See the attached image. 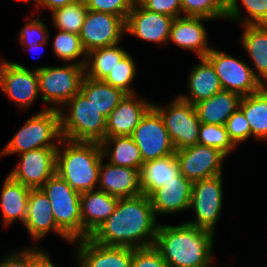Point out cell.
Listing matches in <instances>:
<instances>
[{
  "label": "cell",
  "mask_w": 267,
  "mask_h": 267,
  "mask_svg": "<svg viewBox=\"0 0 267 267\" xmlns=\"http://www.w3.org/2000/svg\"><path fill=\"white\" fill-rule=\"evenodd\" d=\"M149 196L119 198L114 212L89 236L100 245L143 248L154 245L157 223Z\"/></svg>",
  "instance_id": "obj_1"
},
{
  "label": "cell",
  "mask_w": 267,
  "mask_h": 267,
  "mask_svg": "<svg viewBox=\"0 0 267 267\" xmlns=\"http://www.w3.org/2000/svg\"><path fill=\"white\" fill-rule=\"evenodd\" d=\"M216 234L183 222L159 224L154 247L168 267H210Z\"/></svg>",
  "instance_id": "obj_2"
},
{
  "label": "cell",
  "mask_w": 267,
  "mask_h": 267,
  "mask_svg": "<svg viewBox=\"0 0 267 267\" xmlns=\"http://www.w3.org/2000/svg\"><path fill=\"white\" fill-rule=\"evenodd\" d=\"M56 152V173L76 192L97 189L99 168L104 159L102 147L96 142L61 140Z\"/></svg>",
  "instance_id": "obj_3"
},
{
  "label": "cell",
  "mask_w": 267,
  "mask_h": 267,
  "mask_svg": "<svg viewBox=\"0 0 267 267\" xmlns=\"http://www.w3.org/2000/svg\"><path fill=\"white\" fill-rule=\"evenodd\" d=\"M62 139L59 110L46 107L26 120L5 144L0 157L38 148H57Z\"/></svg>",
  "instance_id": "obj_4"
},
{
  "label": "cell",
  "mask_w": 267,
  "mask_h": 267,
  "mask_svg": "<svg viewBox=\"0 0 267 267\" xmlns=\"http://www.w3.org/2000/svg\"><path fill=\"white\" fill-rule=\"evenodd\" d=\"M60 109L61 135L76 142L101 143L105 138L106 118L81 93H77Z\"/></svg>",
  "instance_id": "obj_5"
},
{
  "label": "cell",
  "mask_w": 267,
  "mask_h": 267,
  "mask_svg": "<svg viewBox=\"0 0 267 267\" xmlns=\"http://www.w3.org/2000/svg\"><path fill=\"white\" fill-rule=\"evenodd\" d=\"M85 65L82 59L65 66H47L35 68L38 74V85L41 99L51 103L48 109L60 110L81 90L85 77Z\"/></svg>",
  "instance_id": "obj_6"
},
{
  "label": "cell",
  "mask_w": 267,
  "mask_h": 267,
  "mask_svg": "<svg viewBox=\"0 0 267 267\" xmlns=\"http://www.w3.org/2000/svg\"><path fill=\"white\" fill-rule=\"evenodd\" d=\"M49 198L58 228L72 241L82 239L80 193L57 173L40 188Z\"/></svg>",
  "instance_id": "obj_7"
},
{
  "label": "cell",
  "mask_w": 267,
  "mask_h": 267,
  "mask_svg": "<svg viewBox=\"0 0 267 267\" xmlns=\"http://www.w3.org/2000/svg\"><path fill=\"white\" fill-rule=\"evenodd\" d=\"M166 106L153 103V108L163 119L175 151L197 144L201 122L194 105L177 96Z\"/></svg>",
  "instance_id": "obj_8"
},
{
  "label": "cell",
  "mask_w": 267,
  "mask_h": 267,
  "mask_svg": "<svg viewBox=\"0 0 267 267\" xmlns=\"http://www.w3.org/2000/svg\"><path fill=\"white\" fill-rule=\"evenodd\" d=\"M222 183V174L193 182L189 210H194L195 219L187 224L215 234L223 207Z\"/></svg>",
  "instance_id": "obj_9"
},
{
  "label": "cell",
  "mask_w": 267,
  "mask_h": 267,
  "mask_svg": "<svg viewBox=\"0 0 267 267\" xmlns=\"http://www.w3.org/2000/svg\"><path fill=\"white\" fill-rule=\"evenodd\" d=\"M205 58L212 64L223 90L238 93L243 97L255 93L263 87L255 77L253 68L245 61L214 47Z\"/></svg>",
  "instance_id": "obj_10"
},
{
  "label": "cell",
  "mask_w": 267,
  "mask_h": 267,
  "mask_svg": "<svg viewBox=\"0 0 267 267\" xmlns=\"http://www.w3.org/2000/svg\"><path fill=\"white\" fill-rule=\"evenodd\" d=\"M23 64L0 60V90L17 107L26 110L36 102L40 93L37 69H28Z\"/></svg>",
  "instance_id": "obj_11"
},
{
  "label": "cell",
  "mask_w": 267,
  "mask_h": 267,
  "mask_svg": "<svg viewBox=\"0 0 267 267\" xmlns=\"http://www.w3.org/2000/svg\"><path fill=\"white\" fill-rule=\"evenodd\" d=\"M131 137L140 150L143 163L175 154L163 119L153 107L139 122Z\"/></svg>",
  "instance_id": "obj_12"
},
{
  "label": "cell",
  "mask_w": 267,
  "mask_h": 267,
  "mask_svg": "<svg viewBox=\"0 0 267 267\" xmlns=\"http://www.w3.org/2000/svg\"><path fill=\"white\" fill-rule=\"evenodd\" d=\"M180 173L192 183L222 174V164L227 157L219 149L195 144L175 151Z\"/></svg>",
  "instance_id": "obj_13"
},
{
  "label": "cell",
  "mask_w": 267,
  "mask_h": 267,
  "mask_svg": "<svg viewBox=\"0 0 267 267\" xmlns=\"http://www.w3.org/2000/svg\"><path fill=\"white\" fill-rule=\"evenodd\" d=\"M57 148H38L17 155L18 165L8 174L30 189H40L56 173Z\"/></svg>",
  "instance_id": "obj_14"
},
{
  "label": "cell",
  "mask_w": 267,
  "mask_h": 267,
  "mask_svg": "<svg viewBox=\"0 0 267 267\" xmlns=\"http://www.w3.org/2000/svg\"><path fill=\"white\" fill-rule=\"evenodd\" d=\"M125 33V21L109 13L88 10L79 37L84 50L89 51L120 43Z\"/></svg>",
  "instance_id": "obj_15"
},
{
  "label": "cell",
  "mask_w": 267,
  "mask_h": 267,
  "mask_svg": "<svg viewBox=\"0 0 267 267\" xmlns=\"http://www.w3.org/2000/svg\"><path fill=\"white\" fill-rule=\"evenodd\" d=\"M173 20L171 16L145 9L135 0L125 22V32L161 46L169 40Z\"/></svg>",
  "instance_id": "obj_16"
},
{
  "label": "cell",
  "mask_w": 267,
  "mask_h": 267,
  "mask_svg": "<svg viewBox=\"0 0 267 267\" xmlns=\"http://www.w3.org/2000/svg\"><path fill=\"white\" fill-rule=\"evenodd\" d=\"M78 267H131L134 248L104 246L89 237L74 241Z\"/></svg>",
  "instance_id": "obj_17"
},
{
  "label": "cell",
  "mask_w": 267,
  "mask_h": 267,
  "mask_svg": "<svg viewBox=\"0 0 267 267\" xmlns=\"http://www.w3.org/2000/svg\"><path fill=\"white\" fill-rule=\"evenodd\" d=\"M138 94H126L118 106L106 118L105 138L114 136H131L134 129L153 103Z\"/></svg>",
  "instance_id": "obj_18"
},
{
  "label": "cell",
  "mask_w": 267,
  "mask_h": 267,
  "mask_svg": "<svg viewBox=\"0 0 267 267\" xmlns=\"http://www.w3.org/2000/svg\"><path fill=\"white\" fill-rule=\"evenodd\" d=\"M101 160L97 189L118 197H134L142 194L140 170L112 165Z\"/></svg>",
  "instance_id": "obj_19"
},
{
  "label": "cell",
  "mask_w": 267,
  "mask_h": 267,
  "mask_svg": "<svg viewBox=\"0 0 267 267\" xmlns=\"http://www.w3.org/2000/svg\"><path fill=\"white\" fill-rule=\"evenodd\" d=\"M28 234L35 241L44 238L49 232L59 234L60 237L73 243L57 226L49 198L41 189H31L28 197V207L25 223Z\"/></svg>",
  "instance_id": "obj_20"
},
{
  "label": "cell",
  "mask_w": 267,
  "mask_h": 267,
  "mask_svg": "<svg viewBox=\"0 0 267 267\" xmlns=\"http://www.w3.org/2000/svg\"><path fill=\"white\" fill-rule=\"evenodd\" d=\"M211 21L205 17L181 16L174 18L169 41L177 46L194 51L198 58L205 57L212 49L207 42V30L202 21Z\"/></svg>",
  "instance_id": "obj_21"
},
{
  "label": "cell",
  "mask_w": 267,
  "mask_h": 267,
  "mask_svg": "<svg viewBox=\"0 0 267 267\" xmlns=\"http://www.w3.org/2000/svg\"><path fill=\"white\" fill-rule=\"evenodd\" d=\"M192 184L181 174L179 179H172L162 187L155 189L149 198L156 218L158 214L169 215L188 210Z\"/></svg>",
  "instance_id": "obj_22"
},
{
  "label": "cell",
  "mask_w": 267,
  "mask_h": 267,
  "mask_svg": "<svg viewBox=\"0 0 267 267\" xmlns=\"http://www.w3.org/2000/svg\"><path fill=\"white\" fill-rule=\"evenodd\" d=\"M119 198L98 189L80 195L82 239L88 238L114 212Z\"/></svg>",
  "instance_id": "obj_23"
},
{
  "label": "cell",
  "mask_w": 267,
  "mask_h": 267,
  "mask_svg": "<svg viewBox=\"0 0 267 267\" xmlns=\"http://www.w3.org/2000/svg\"><path fill=\"white\" fill-rule=\"evenodd\" d=\"M199 61L192 68L188 77L189 91L187 93L189 94L178 95L182 100L190 102L192 105L223 90L212 64L205 57H200Z\"/></svg>",
  "instance_id": "obj_24"
},
{
  "label": "cell",
  "mask_w": 267,
  "mask_h": 267,
  "mask_svg": "<svg viewBox=\"0 0 267 267\" xmlns=\"http://www.w3.org/2000/svg\"><path fill=\"white\" fill-rule=\"evenodd\" d=\"M242 96L222 90L212 97L194 104L198 119L204 124L225 125L229 117L239 108Z\"/></svg>",
  "instance_id": "obj_25"
},
{
  "label": "cell",
  "mask_w": 267,
  "mask_h": 267,
  "mask_svg": "<svg viewBox=\"0 0 267 267\" xmlns=\"http://www.w3.org/2000/svg\"><path fill=\"white\" fill-rule=\"evenodd\" d=\"M30 190L7 175L0 195L1 216L5 227H8L15 220L25 223Z\"/></svg>",
  "instance_id": "obj_26"
},
{
  "label": "cell",
  "mask_w": 267,
  "mask_h": 267,
  "mask_svg": "<svg viewBox=\"0 0 267 267\" xmlns=\"http://www.w3.org/2000/svg\"><path fill=\"white\" fill-rule=\"evenodd\" d=\"M243 28L240 43L255 66V77L267 86V24L243 25Z\"/></svg>",
  "instance_id": "obj_27"
},
{
  "label": "cell",
  "mask_w": 267,
  "mask_h": 267,
  "mask_svg": "<svg viewBox=\"0 0 267 267\" xmlns=\"http://www.w3.org/2000/svg\"><path fill=\"white\" fill-rule=\"evenodd\" d=\"M180 167L175 154L143 163L140 170L142 193L149 196L172 179H179Z\"/></svg>",
  "instance_id": "obj_28"
},
{
  "label": "cell",
  "mask_w": 267,
  "mask_h": 267,
  "mask_svg": "<svg viewBox=\"0 0 267 267\" xmlns=\"http://www.w3.org/2000/svg\"><path fill=\"white\" fill-rule=\"evenodd\" d=\"M100 144L103 157L109 158L110 164L141 170L143 160L131 136L107 137Z\"/></svg>",
  "instance_id": "obj_29"
},
{
  "label": "cell",
  "mask_w": 267,
  "mask_h": 267,
  "mask_svg": "<svg viewBox=\"0 0 267 267\" xmlns=\"http://www.w3.org/2000/svg\"><path fill=\"white\" fill-rule=\"evenodd\" d=\"M80 92L105 118L118 106L126 93L121 89L105 83L103 80H95L87 76L81 83Z\"/></svg>",
  "instance_id": "obj_30"
},
{
  "label": "cell",
  "mask_w": 267,
  "mask_h": 267,
  "mask_svg": "<svg viewBox=\"0 0 267 267\" xmlns=\"http://www.w3.org/2000/svg\"><path fill=\"white\" fill-rule=\"evenodd\" d=\"M239 108L249 123L251 136L267 141V86L243 96Z\"/></svg>",
  "instance_id": "obj_31"
},
{
  "label": "cell",
  "mask_w": 267,
  "mask_h": 267,
  "mask_svg": "<svg viewBox=\"0 0 267 267\" xmlns=\"http://www.w3.org/2000/svg\"><path fill=\"white\" fill-rule=\"evenodd\" d=\"M118 45L119 43L89 51L84 66L85 76L95 80H104L128 53L126 49Z\"/></svg>",
  "instance_id": "obj_32"
},
{
  "label": "cell",
  "mask_w": 267,
  "mask_h": 267,
  "mask_svg": "<svg viewBox=\"0 0 267 267\" xmlns=\"http://www.w3.org/2000/svg\"><path fill=\"white\" fill-rule=\"evenodd\" d=\"M88 9L84 0L52 11V22L57 30L80 34Z\"/></svg>",
  "instance_id": "obj_33"
},
{
  "label": "cell",
  "mask_w": 267,
  "mask_h": 267,
  "mask_svg": "<svg viewBox=\"0 0 267 267\" xmlns=\"http://www.w3.org/2000/svg\"><path fill=\"white\" fill-rule=\"evenodd\" d=\"M246 9L247 17L242 19L238 0H229L226 19L240 22V25L267 24V0H239Z\"/></svg>",
  "instance_id": "obj_34"
},
{
  "label": "cell",
  "mask_w": 267,
  "mask_h": 267,
  "mask_svg": "<svg viewBox=\"0 0 267 267\" xmlns=\"http://www.w3.org/2000/svg\"><path fill=\"white\" fill-rule=\"evenodd\" d=\"M229 0H181L182 16L226 19Z\"/></svg>",
  "instance_id": "obj_35"
},
{
  "label": "cell",
  "mask_w": 267,
  "mask_h": 267,
  "mask_svg": "<svg viewBox=\"0 0 267 267\" xmlns=\"http://www.w3.org/2000/svg\"><path fill=\"white\" fill-rule=\"evenodd\" d=\"M52 43L54 54L61 60L72 63L73 60L82 58V65H85L87 52L84 50L78 34L65 31H57Z\"/></svg>",
  "instance_id": "obj_36"
},
{
  "label": "cell",
  "mask_w": 267,
  "mask_h": 267,
  "mask_svg": "<svg viewBox=\"0 0 267 267\" xmlns=\"http://www.w3.org/2000/svg\"><path fill=\"white\" fill-rule=\"evenodd\" d=\"M136 72L135 61L131 54L127 53L103 81L114 88L121 89L126 94H135V89L130 84L136 77Z\"/></svg>",
  "instance_id": "obj_37"
},
{
  "label": "cell",
  "mask_w": 267,
  "mask_h": 267,
  "mask_svg": "<svg viewBox=\"0 0 267 267\" xmlns=\"http://www.w3.org/2000/svg\"><path fill=\"white\" fill-rule=\"evenodd\" d=\"M198 143L219 149L228 156L237 146L232 142L225 125L200 124Z\"/></svg>",
  "instance_id": "obj_38"
},
{
  "label": "cell",
  "mask_w": 267,
  "mask_h": 267,
  "mask_svg": "<svg viewBox=\"0 0 267 267\" xmlns=\"http://www.w3.org/2000/svg\"><path fill=\"white\" fill-rule=\"evenodd\" d=\"M40 17L41 15L37 14L36 17L29 19L18 33V40L23 47H28L31 44L37 45L48 41L50 36L49 30Z\"/></svg>",
  "instance_id": "obj_39"
},
{
  "label": "cell",
  "mask_w": 267,
  "mask_h": 267,
  "mask_svg": "<svg viewBox=\"0 0 267 267\" xmlns=\"http://www.w3.org/2000/svg\"><path fill=\"white\" fill-rule=\"evenodd\" d=\"M134 2L135 0H84L88 10L117 15L125 22Z\"/></svg>",
  "instance_id": "obj_40"
},
{
  "label": "cell",
  "mask_w": 267,
  "mask_h": 267,
  "mask_svg": "<svg viewBox=\"0 0 267 267\" xmlns=\"http://www.w3.org/2000/svg\"><path fill=\"white\" fill-rule=\"evenodd\" d=\"M37 246H31L24 250H16L0 261V267H34L35 264L47 253Z\"/></svg>",
  "instance_id": "obj_41"
},
{
  "label": "cell",
  "mask_w": 267,
  "mask_h": 267,
  "mask_svg": "<svg viewBox=\"0 0 267 267\" xmlns=\"http://www.w3.org/2000/svg\"><path fill=\"white\" fill-rule=\"evenodd\" d=\"M225 126L230 139L236 146H238L239 143H244V141H247L251 136L249 123L240 108L229 117Z\"/></svg>",
  "instance_id": "obj_42"
},
{
  "label": "cell",
  "mask_w": 267,
  "mask_h": 267,
  "mask_svg": "<svg viewBox=\"0 0 267 267\" xmlns=\"http://www.w3.org/2000/svg\"><path fill=\"white\" fill-rule=\"evenodd\" d=\"M131 267H168V265L160 252L154 246H150L134 249Z\"/></svg>",
  "instance_id": "obj_43"
},
{
  "label": "cell",
  "mask_w": 267,
  "mask_h": 267,
  "mask_svg": "<svg viewBox=\"0 0 267 267\" xmlns=\"http://www.w3.org/2000/svg\"><path fill=\"white\" fill-rule=\"evenodd\" d=\"M145 9L173 18L182 16L181 0H137Z\"/></svg>",
  "instance_id": "obj_44"
},
{
  "label": "cell",
  "mask_w": 267,
  "mask_h": 267,
  "mask_svg": "<svg viewBox=\"0 0 267 267\" xmlns=\"http://www.w3.org/2000/svg\"><path fill=\"white\" fill-rule=\"evenodd\" d=\"M77 1L79 0H35L34 6H36L37 9L43 7L49 9V11L51 10L52 12L55 9L64 7Z\"/></svg>",
  "instance_id": "obj_45"
},
{
  "label": "cell",
  "mask_w": 267,
  "mask_h": 267,
  "mask_svg": "<svg viewBox=\"0 0 267 267\" xmlns=\"http://www.w3.org/2000/svg\"><path fill=\"white\" fill-rule=\"evenodd\" d=\"M34 267H59L53 264L50 259V255L46 253L36 264Z\"/></svg>",
  "instance_id": "obj_46"
},
{
  "label": "cell",
  "mask_w": 267,
  "mask_h": 267,
  "mask_svg": "<svg viewBox=\"0 0 267 267\" xmlns=\"http://www.w3.org/2000/svg\"><path fill=\"white\" fill-rule=\"evenodd\" d=\"M47 43H48V41L47 42L40 43V44H37V45L31 44L28 47H23V48L28 49L30 52H32L34 50H39L41 47H44V45L47 44Z\"/></svg>",
  "instance_id": "obj_47"
},
{
  "label": "cell",
  "mask_w": 267,
  "mask_h": 267,
  "mask_svg": "<svg viewBox=\"0 0 267 267\" xmlns=\"http://www.w3.org/2000/svg\"><path fill=\"white\" fill-rule=\"evenodd\" d=\"M18 1L29 2L30 0H18Z\"/></svg>",
  "instance_id": "obj_48"
}]
</instances>
